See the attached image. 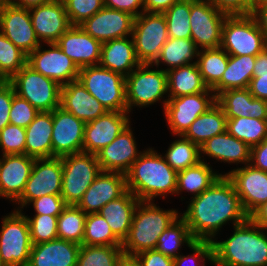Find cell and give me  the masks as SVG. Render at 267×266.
Masks as SVG:
<instances>
[{
  "mask_svg": "<svg viewBox=\"0 0 267 266\" xmlns=\"http://www.w3.org/2000/svg\"><path fill=\"white\" fill-rule=\"evenodd\" d=\"M180 217L187 223L192 237L199 241H213L229 221L234 227L249 218L232 182L223 175L201 194L192 197Z\"/></svg>",
  "mask_w": 267,
  "mask_h": 266,
  "instance_id": "6da1fadb",
  "label": "cell"
},
{
  "mask_svg": "<svg viewBox=\"0 0 267 266\" xmlns=\"http://www.w3.org/2000/svg\"><path fill=\"white\" fill-rule=\"evenodd\" d=\"M233 229L227 240L212 241L213 265L267 266V230L250 218Z\"/></svg>",
  "mask_w": 267,
  "mask_h": 266,
  "instance_id": "7a4b0ae2",
  "label": "cell"
},
{
  "mask_svg": "<svg viewBox=\"0 0 267 266\" xmlns=\"http://www.w3.org/2000/svg\"><path fill=\"white\" fill-rule=\"evenodd\" d=\"M127 190L140 201H153V198L175 194L177 172L165 161L163 155L154 148L143 150L139 158L126 173Z\"/></svg>",
  "mask_w": 267,
  "mask_h": 266,
  "instance_id": "3957f363",
  "label": "cell"
},
{
  "mask_svg": "<svg viewBox=\"0 0 267 266\" xmlns=\"http://www.w3.org/2000/svg\"><path fill=\"white\" fill-rule=\"evenodd\" d=\"M180 215L174 209L163 210L152 201H139L127 237L122 242L125 256H136L155 249L158 238Z\"/></svg>",
  "mask_w": 267,
  "mask_h": 266,
  "instance_id": "277c9868",
  "label": "cell"
},
{
  "mask_svg": "<svg viewBox=\"0 0 267 266\" xmlns=\"http://www.w3.org/2000/svg\"><path fill=\"white\" fill-rule=\"evenodd\" d=\"M267 39L252 14L227 15L222 28L221 48L228 55H258Z\"/></svg>",
  "mask_w": 267,
  "mask_h": 266,
  "instance_id": "5b68a950",
  "label": "cell"
},
{
  "mask_svg": "<svg viewBox=\"0 0 267 266\" xmlns=\"http://www.w3.org/2000/svg\"><path fill=\"white\" fill-rule=\"evenodd\" d=\"M78 80L107 111L128 112L125 77L100 65L83 67Z\"/></svg>",
  "mask_w": 267,
  "mask_h": 266,
  "instance_id": "8992f818",
  "label": "cell"
},
{
  "mask_svg": "<svg viewBox=\"0 0 267 266\" xmlns=\"http://www.w3.org/2000/svg\"><path fill=\"white\" fill-rule=\"evenodd\" d=\"M61 197L67 205L76 206L102 169L96 154L76 153L61 157Z\"/></svg>",
  "mask_w": 267,
  "mask_h": 266,
  "instance_id": "52a82bcc",
  "label": "cell"
},
{
  "mask_svg": "<svg viewBox=\"0 0 267 266\" xmlns=\"http://www.w3.org/2000/svg\"><path fill=\"white\" fill-rule=\"evenodd\" d=\"M15 93L26 99L40 111H53L60 106L61 85L34 71L27 64L23 66L10 80Z\"/></svg>",
  "mask_w": 267,
  "mask_h": 266,
  "instance_id": "ba28073f",
  "label": "cell"
},
{
  "mask_svg": "<svg viewBox=\"0 0 267 266\" xmlns=\"http://www.w3.org/2000/svg\"><path fill=\"white\" fill-rule=\"evenodd\" d=\"M152 64H140L125 77L127 111L133 106L146 107L161 101L168 93L164 69H151ZM150 68V69H149Z\"/></svg>",
  "mask_w": 267,
  "mask_h": 266,
  "instance_id": "9c48e42d",
  "label": "cell"
},
{
  "mask_svg": "<svg viewBox=\"0 0 267 266\" xmlns=\"http://www.w3.org/2000/svg\"><path fill=\"white\" fill-rule=\"evenodd\" d=\"M15 210L3 217L0 231V257L7 266H27L32 249L25 214Z\"/></svg>",
  "mask_w": 267,
  "mask_h": 266,
  "instance_id": "30bf717a",
  "label": "cell"
},
{
  "mask_svg": "<svg viewBox=\"0 0 267 266\" xmlns=\"http://www.w3.org/2000/svg\"><path fill=\"white\" fill-rule=\"evenodd\" d=\"M132 39L138 61L153 64L169 39L164 14L143 12L135 17Z\"/></svg>",
  "mask_w": 267,
  "mask_h": 266,
  "instance_id": "8fae6325",
  "label": "cell"
},
{
  "mask_svg": "<svg viewBox=\"0 0 267 266\" xmlns=\"http://www.w3.org/2000/svg\"><path fill=\"white\" fill-rule=\"evenodd\" d=\"M168 128L176 136L183 135L198 116L216 104L212 89L192 95L167 98L162 101Z\"/></svg>",
  "mask_w": 267,
  "mask_h": 266,
  "instance_id": "7c38bea8",
  "label": "cell"
},
{
  "mask_svg": "<svg viewBox=\"0 0 267 266\" xmlns=\"http://www.w3.org/2000/svg\"><path fill=\"white\" fill-rule=\"evenodd\" d=\"M227 14L209 0H190L191 39L199 49L219 48Z\"/></svg>",
  "mask_w": 267,
  "mask_h": 266,
  "instance_id": "4fadbf2b",
  "label": "cell"
},
{
  "mask_svg": "<svg viewBox=\"0 0 267 266\" xmlns=\"http://www.w3.org/2000/svg\"><path fill=\"white\" fill-rule=\"evenodd\" d=\"M62 176L61 157L35 159L24 192L15 202L18 203V206L20 205L16 210L22 211L36 198L46 195H61Z\"/></svg>",
  "mask_w": 267,
  "mask_h": 266,
  "instance_id": "5bb4252c",
  "label": "cell"
},
{
  "mask_svg": "<svg viewBox=\"0 0 267 266\" xmlns=\"http://www.w3.org/2000/svg\"><path fill=\"white\" fill-rule=\"evenodd\" d=\"M47 45L49 47L47 50L40 45L29 53L27 65L61 86L78 80L80 69L73 60L56 43H47Z\"/></svg>",
  "mask_w": 267,
  "mask_h": 266,
  "instance_id": "9a60e30c",
  "label": "cell"
},
{
  "mask_svg": "<svg viewBox=\"0 0 267 266\" xmlns=\"http://www.w3.org/2000/svg\"><path fill=\"white\" fill-rule=\"evenodd\" d=\"M232 182L245 213L250 216L267 202V172L250 164L223 174Z\"/></svg>",
  "mask_w": 267,
  "mask_h": 266,
  "instance_id": "2e32d148",
  "label": "cell"
},
{
  "mask_svg": "<svg viewBox=\"0 0 267 266\" xmlns=\"http://www.w3.org/2000/svg\"><path fill=\"white\" fill-rule=\"evenodd\" d=\"M0 32L27 55L42 45L33 28L29 9L8 2L0 11Z\"/></svg>",
  "mask_w": 267,
  "mask_h": 266,
  "instance_id": "e0dca14e",
  "label": "cell"
},
{
  "mask_svg": "<svg viewBox=\"0 0 267 266\" xmlns=\"http://www.w3.org/2000/svg\"><path fill=\"white\" fill-rule=\"evenodd\" d=\"M85 123L62 107L53 110L52 157L82 152Z\"/></svg>",
  "mask_w": 267,
  "mask_h": 266,
  "instance_id": "ac0fdd59",
  "label": "cell"
},
{
  "mask_svg": "<svg viewBox=\"0 0 267 266\" xmlns=\"http://www.w3.org/2000/svg\"><path fill=\"white\" fill-rule=\"evenodd\" d=\"M135 17L129 13L103 7L79 26L96 40L104 43L131 37Z\"/></svg>",
  "mask_w": 267,
  "mask_h": 266,
  "instance_id": "d6986e66",
  "label": "cell"
},
{
  "mask_svg": "<svg viewBox=\"0 0 267 266\" xmlns=\"http://www.w3.org/2000/svg\"><path fill=\"white\" fill-rule=\"evenodd\" d=\"M128 112L107 111L85 123L82 152L97 154L109 145L131 122Z\"/></svg>",
  "mask_w": 267,
  "mask_h": 266,
  "instance_id": "ffe728a7",
  "label": "cell"
},
{
  "mask_svg": "<svg viewBox=\"0 0 267 266\" xmlns=\"http://www.w3.org/2000/svg\"><path fill=\"white\" fill-rule=\"evenodd\" d=\"M127 191L126 174L101 171L76 205L86 214L98 213L108 202Z\"/></svg>",
  "mask_w": 267,
  "mask_h": 266,
  "instance_id": "44dd1931",
  "label": "cell"
},
{
  "mask_svg": "<svg viewBox=\"0 0 267 266\" xmlns=\"http://www.w3.org/2000/svg\"><path fill=\"white\" fill-rule=\"evenodd\" d=\"M29 13L41 43H55L72 26L62 0L30 8Z\"/></svg>",
  "mask_w": 267,
  "mask_h": 266,
  "instance_id": "7402d4cb",
  "label": "cell"
},
{
  "mask_svg": "<svg viewBox=\"0 0 267 266\" xmlns=\"http://www.w3.org/2000/svg\"><path fill=\"white\" fill-rule=\"evenodd\" d=\"M130 126L124 128L109 145L96 154L102 171L126 174L139 158L142 152H138Z\"/></svg>",
  "mask_w": 267,
  "mask_h": 266,
  "instance_id": "603a6c76",
  "label": "cell"
},
{
  "mask_svg": "<svg viewBox=\"0 0 267 266\" xmlns=\"http://www.w3.org/2000/svg\"><path fill=\"white\" fill-rule=\"evenodd\" d=\"M35 158L26 154L2 155L0 158V196L16 202L24 192Z\"/></svg>",
  "mask_w": 267,
  "mask_h": 266,
  "instance_id": "cb8c5ba5",
  "label": "cell"
},
{
  "mask_svg": "<svg viewBox=\"0 0 267 266\" xmlns=\"http://www.w3.org/2000/svg\"><path fill=\"white\" fill-rule=\"evenodd\" d=\"M55 43L79 69L100 63L102 43L80 26H71Z\"/></svg>",
  "mask_w": 267,
  "mask_h": 266,
  "instance_id": "d4e9b609",
  "label": "cell"
},
{
  "mask_svg": "<svg viewBox=\"0 0 267 266\" xmlns=\"http://www.w3.org/2000/svg\"><path fill=\"white\" fill-rule=\"evenodd\" d=\"M60 107L84 123L93 121L107 112L79 80L71 81L61 87Z\"/></svg>",
  "mask_w": 267,
  "mask_h": 266,
  "instance_id": "484cf974",
  "label": "cell"
},
{
  "mask_svg": "<svg viewBox=\"0 0 267 266\" xmlns=\"http://www.w3.org/2000/svg\"><path fill=\"white\" fill-rule=\"evenodd\" d=\"M216 103L223 109L227 119L251 117L267 120V101L255 98L245 89H230L216 97Z\"/></svg>",
  "mask_w": 267,
  "mask_h": 266,
  "instance_id": "4316f807",
  "label": "cell"
},
{
  "mask_svg": "<svg viewBox=\"0 0 267 266\" xmlns=\"http://www.w3.org/2000/svg\"><path fill=\"white\" fill-rule=\"evenodd\" d=\"M80 246L58 238L32 245L27 266H77Z\"/></svg>",
  "mask_w": 267,
  "mask_h": 266,
  "instance_id": "83f0119b",
  "label": "cell"
},
{
  "mask_svg": "<svg viewBox=\"0 0 267 266\" xmlns=\"http://www.w3.org/2000/svg\"><path fill=\"white\" fill-rule=\"evenodd\" d=\"M129 37L113 39L102 43L101 60L103 68L127 77L141 63L135 53L134 41Z\"/></svg>",
  "mask_w": 267,
  "mask_h": 266,
  "instance_id": "f1b7e54d",
  "label": "cell"
},
{
  "mask_svg": "<svg viewBox=\"0 0 267 266\" xmlns=\"http://www.w3.org/2000/svg\"><path fill=\"white\" fill-rule=\"evenodd\" d=\"M139 201L131 191L127 190L121 197L108 202L98 212L109 224L112 233L121 242L128 235Z\"/></svg>",
  "mask_w": 267,
  "mask_h": 266,
  "instance_id": "f546056e",
  "label": "cell"
},
{
  "mask_svg": "<svg viewBox=\"0 0 267 266\" xmlns=\"http://www.w3.org/2000/svg\"><path fill=\"white\" fill-rule=\"evenodd\" d=\"M53 111H40L25 128V154L35 159L52 158Z\"/></svg>",
  "mask_w": 267,
  "mask_h": 266,
  "instance_id": "4dcf8cb0",
  "label": "cell"
},
{
  "mask_svg": "<svg viewBox=\"0 0 267 266\" xmlns=\"http://www.w3.org/2000/svg\"><path fill=\"white\" fill-rule=\"evenodd\" d=\"M250 149L246 143L230 135L227 131L208 139L200 146V153L217 161L227 163H250Z\"/></svg>",
  "mask_w": 267,
  "mask_h": 266,
  "instance_id": "1f68e13d",
  "label": "cell"
},
{
  "mask_svg": "<svg viewBox=\"0 0 267 266\" xmlns=\"http://www.w3.org/2000/svg\"><path fill=\"white\" fill-rule=\"evenodd\" d=\"M256 56L229 55L221 81L212 89L216 97L226 90L248 88L253 77Z\"/></svg>",
  "mask_w": 267,
  "mask_h": 266,
  "instance_id": "d6a6232c",
  "label": "cell"
},
{
  "mask_svg": "<svg viewBox=\"0 0 267 266\" xmlns=\"http://www.w3.org/2000/svg\"><path fill=\"white\" fill-rule=\"evenodd\" d=\"M167 74L168 98L205 92V85L196 62L171 69Z\"/></svg>",
  "mask_w": 267,
  "mask_h": 266,
  "instance_id": "836d02e7",
  "label": "cell"
},
{
  "mask_svg": "<svg viewBox=\"0 0 267 266\" xmlns=\"http://www.w3.org/2000/svg\"><path fill=\"white\" fill-rule=\"evenodd\" d=\"M227 118L216 103L206 113L201 114L182 135L199 147L208 139L226 131Z\"/></svg>",
  "mask_w": 267,
  "mask_h": 266,
  "instance_id": "e575fe53",
  "label": "cell"
},
{
  "mask_svg": "<svg viewBox=\"0 0 267 266\" xmlns=\"http://www.w3.org/2000/svg\"><path fill=\"white\" fill-rule=\"evenodd\" d=\"M222 174L214 172L208 163H205L204 157L201 161L185 170L177 172L176 193L186 190L197 196L209 188Z\"/></svg>",
  "mask_w": 267,
  "mask_h": 266,
  "instance_id": "d590c367",
  "label": "cell"
},
{
  "mask_svg": "<svg viewBox=\"0 0 267 266\" xmlns=\"http://www.w3.org/2000/svg\"><path fill=\"white\" fill-rule=\"evenodd\" d=\"M199 50L191 38L177 39L169 37L163 45L159 57L152 64L156 68L160 63L169 66L165 71H169L180 66L191 64L194 57H198Z\"/></svg>",
  "mask_w": 267,
  "mask_h": 266,
  "instance_id": "8d00e7d4",
  "label": "cell"
},
{
  "mask_svg": "<svg viewBox=\"0 0 267 266\" xmlns=\"http://www.w3.org/2000/svg\"><path fill=\"white\" fill-rule=\"evenodd\" d=\"M229 55L221 48L200 49L195 61L205 85L213 89L222 78Z\"/></svg>",
  "mask_w": 267,
  "mask_h": 266,
  "instance_id": "74e56055",
  "label": "cell"
},
{
  "mask_svg": "<svg viewBox=\"0 0 267 266\" xmlns=\"http://www.w3.org/2000/svg\"><path fill=\"white\" fill-rule=\"evenodd\" d=\"M226 131L252 147L267 138V120L251 117L230 118L227 119Z\"/></svg>",
  "mask_w": 267,
  "mask_h": 266,
  "instance_id": "f35d334b",
  "label": "cell"
},
{
  "mask_svg": "<svg viewBox=\"0 0 267 266\" xmlns=\"http://www.w3.org/2000/svg\"><path fill=\"white\" fill-rule=\"evenodd\" d=\"M195 241L187 223L179 217V220L177 219L169 228L163 231L158 238L155 250L174 259L179 255L178 250L185 245L184 243L189 247Z\"/></svg>",
  "mask_w": 267,
  "mask_h": 266,
  "instance_id": "ab89813d",
  "label": "cell"
},
{
  "mask_svg": "<svg viewBox=\"0 0 267 266\" xmlns=\"http://www.w3.org/2000/svg\"><path fill=\"white\" fill-rule=\"evenodd\" d=\"M178 137L180 139L171 143L164 156L165 161L176 172L198 164L202 158L198 145L182 135Z\"/></svg>",
  "mask_w": 267,
  "mask_h": 266,
  "instance_id": "60d3db41",
  "label": "cell"
},
{
  "mask_svg": "<svg viewBox=\"0 0 267 266\" xmlns=\"http://www.w3.org/2000/svg\"><path fill=\"white\" fill-rule=\"evenodd\" d=\"M86 217L87 214L77 206L67 205L58 216V239L72 241L82 245Z\"/></svg>",
  "mask_w": 267,
  "mask_h": 266,
  "instance_id": "b9f144b4",
  "label": "cell"
},
{
  "mask_svg": "<svg viewBox=\"0 0 267 266\" xmlns=\"http://www.w3.org/2000/svg\"><path fill=\"white\" fill-rule=\"evenodd\" d=\"M123 256L121 246L81 245L77 266H117Z\"/></svg>",
  "mask_w": 267,
  "mask_h": 266,
  "instance_id": "7bdbcfd3",
  "label": "cell"
},
{
  "mask_svg": "<svg viewBox=\"0 0 267 266\" xmlns=\"http://www.w3.org/2000/svg\"><path fill=\"white\" fill-rule=\"evenodd\" d=\"M82 245L121 246L122 242L112 233L106 220L93 213L87 214Z\"/></svg>",
  "mask_w": 267,
  "mask_h": 266,
  "instance_id": "ee69618b",
  "label": "cell"
},
{
  "mask_svg": "<svg viewBox=\"0 0 267 266\" xmlns=\"http://www.w3.org/2000/svg\"><path fill=\"white\" fill-rule=\"evenodd\" d=\"M168 36L177 39L191 38L190 0H179L164 13Z\"/></svg>",
  "mask_w": 267,
  "mask_h": 266,
  "instance_id": "f6af8a7d",
  "label": "cell"
},
{
  "mask_svg": "<svg viewBox=\"0 0 267 266\" xmlns=\"http://www.w3.org/2000/svg\"><path fill=\"white\" fill-rule=\"evenodd\" d=\"M27 64V54L0 32V78L10 80Z\"/></svg>",
  "mask_w": 267,
  "mask_h": 266,
  "instance_id": "bcb514c9",
  "label": "cell"
},
{
  "mask_svg": "<svg viewBox=\"0 0 267 266\" xmlns=\"http://www.w3.org/2000/svg\"><path fill=\"white\" fill-rule=\"evenodd\" d=\"M32 244L48 242L58 238V217L48 215H34L33 218L26 216Z\"/></svg>",
  "mask_w": 267,
  "mask_h": 266,
  "instance_id": "7dc6e473",
  "label": "cell"
},
{
  "mask_svg": "<svg viewBox=\"0 0 267 266\" xmlns=\"http://www.w3.org/2000/svg\"><path fill=\"white\" fill-rule=\"evenodd\" d=\"M72 26H79L104 7V0H62Z\"/></svg>",
  "mask_w": 267,
  "mask_h": 266,
  "instance_id": "c3c4849f",
  "label": "cell"
},
{
  "mask_svg": "<svg viewBox=\"0 0 267 266\" xmlns=\"http://www.w3.org/2000/svg\"><path fill=\"white\" fill-rule=\"evenodd\" d=\"M25 128L8 124L0 131L2 155L25 154Z\"/></svg>",
  "mask_w": 267,
  "mask_h": 266,
  "instance_id": "681fc988",
  "label": "cell"
},
{
  "mask_svg": "<svg viewBox=\"0 0 267 266\" xmlns=\"http://www.w3.org/2000/svg\"><path fill=\"white\" fill-rule=\"evenodd\" d=\"M248 89L255 98L267 101V46L256 55Z\"/></svg>",
  "mask_w": 267,
  "mask_h": 266,
  "instance_id": "f907efd6",
  "label": "cell"
},
{
  "mask_svg": "<svg viewBox=\"0 0 267 266\" xmlns=\"http://www.w3.org/2000/svg\"><path fill=\"white\" fill-rule=\"evenodd\" d=\"M189 249L193 251V254L189 255H181L179 254L176 258H174V266H188L189 262L191 263L193 261L191 266H198L199 262H202L204 264H201L202 266H205L206 260L210 261L211 264H213V245L212 241H199L196 240L194 243H192L189 246ZM198 261V262H196Z\"/></svg>",
  "mask_w": 267,
  "mask_h": 266,
  "instance_id": "816d5d0a",
  "label": "cell"
},
{
  "mask_svg": "<svg viewBox=\"0 0 267 266\" xmlns=\"http://www.w3.org/2000/svg\"><path fill=\"white\" fill-rule=\"evenodd\" d=\"M38 113L39 111L29 101L19 97L17 94L13 96L9 112L10 124L26 128Z\"/></svg>",
  "mask_w": 267,
  "mask_h": 266,
  "instance_id": "f5cc1de1",
  "label": "cell"
},
{
  "mask_svg": "<svg viewBox=\"0 0 267 266\" xmlns=\"http://www.w3.org/2000/svg\"><path fill=\"white\" fill-rule=\"evenodd\" d=\"M33 204L35 215H48L58 217L67 204L61 195H46L36 198L30 202Z\"/></svg>",
  "mask_w": 267,
  "mask_h": 266,
  "instance_id": "db71d44e",
  "label": "cell"
},
{
  "mask_svg": "<svg viewBox=\"0 0 267 266\" xmlns=\"http://www.w3.org/2000/svg\"><path fill=\"white\" fill-rule=\"evenodd\" d=\"M227 15H249L254 10L253 0H209Z\"/></svg>",
  "mask_w": 267,
  "mask_h": 266,
  "instance_id": "11a10c76",
  "label": "cell"
},
{
  "mask_svg": "<svg viewBox=\"0 0 267 266\" xmlns=\"http://www.w3.org/2000/svg\"><path fill=\"white\" fill-rule=\"evenodd\" d=\"M15 94L14 87L9 80L0 82V131L10 124L9 112Z\"/></svg>",
  "mask_w": 267,
  "mask_h": 266,
  "instance_id": "9f6ffc18",
  "label": "cell"
},
{
  "mask_svg": "<svg viewBox=\"0 0 267 266\" xmlns=\"http://www.w3.org/2000/svg\"><path fill=\"white\" fill-rule=\"evenodd\" d=\"M140 266H174L173 258H170L155 249L147 250L133 256Z\"/></svg>",
  "mask_w": 267,
  "mask_h": 266,
  "instance_id": "6f0895ef",
  "label": "cell"
},
{
  "mask_svg": "<svg viewBox=\"0 0 267 266\" xmlns=\"http://www.w3.org/2000/svg\"><path fill=\"white\" fill-rule=\"evenodd\" d=\"M104 7L120 10L129 13L134 17H137L144 12L143 0H104ZM139 8L142 10H139Z\"/></svg>",
  "mask_w": 267,
  "mask_h": 266,
  "instance_id": "680465c9",
  "label": "cell"
},
{
  "mask_svg": "<svg viewBox=\"0 0 267 266\" xmlns=\"http://www.w3.org/2000/svg\"><path fill=\"white\" fill-rule=\"evenodd\" d=\"M256 169L267 172V138L250 149V163Z\"/></svg>",
  "mask_w": 267,
  "mask_h": 266,
  "instance_id": "91938a15",
  "label": "cell"
},
{
  "mask_svg": "<svg viewBox=\"0 0 267 266\" xmlns=\"http://www.w3.org/2000/svg\"><path fill=\"white\" fill-rule=\"evenodd\" d=\"M179 0H143L144 12L164 13Z\"/></svg>",
  "mask_w": 267,
  "mask_h": 266,
  "instance_id": "94428289",
  "label": "cell"
},
{
  "mask_svg": "<svg viewBox=\"0 0 267 266\" xmlns=\"http://www.w3.org/2000/svg\"><path fill=\"white\" fill-rule=\"evenodd\" d=\"M252 15L256 19L259 28L263 31L267 39V3L256 6L252 12Z\"/></svg>",
  "mask_w": 267,
  "mask_h": 266,
  "instance_id": "6125c7cd",
  "label": "cell"
},
{
  "mask_svg": "<svg viewBox=\"0 0 267 266\" xmlns=\"http://www.w3.org/2000/svg\"><path fill=\"white\" fill-rule=\"evenodd\" d=\"M249 218L259 227L267 230V202L257 208Z\"/></svg>",
  "mask_w": 267,
  "mask_h": 266,
  "instance_id": "be15d7a7",
  "label": "cell"
},
{
  "mask_svg": "<svg viewBox=\"0 0 267 266\" xmlns=\"http://www.w3.org/2000/svg\"><path fill=\"white\" fill-rule=\"evenodd\" d=\"M52 0H6L9 4L21 8L30 9L45 3H48Z\"/></svg>",
  "mask_w": 267,
  "mask_h": 266,
  "instance_id": "e7e4bbea",
  "label": "cell"
},
{
  "mask_svg": "<svg viewBox=\"0 0 267 266\" xmlns=\"http://www.w3.org/2000/svg\"><path fill=\"white\" fill-rule=\"evenodd\" d=\"M117 266H140L139 262L132 256H123Z\"/></svg>",
  "mask_w": 267,
  "mask_h": 266,
  "instance_id": "03108f58",
  "label": "cell"
},
{
  "mask_svg": "<svg viewBox=\"0 0 267 266\" xmlns=\"http://www.w3.org/2000/svg\"><path fill=\"white\" fill-rule=\"evenodd\" d=\"M267 0H253L254 8L259 5L266 4Z\"/></svg>",
  "mask_w": 267,
  "mask_h": 266,
  "instance_id": "003e7915",
  "label": "cell"
},
{
  "mask_svg": "<svg viewBox=\"0 0 267 266\" xmlns=\"http://www.w3.org/2000/svg\"><path fill=\"white\" fill-rule=\"evenodd\" d=\"M6 2V0H0V11L2 9L3 4Z\"/></svg>",
  "mask_w": 267,
  "mask_h": 266,
  "instance_id": "a7ac6f4b",
  "label": "cell"
},
{
  "mask_svg": "<svg viewBox=\"0 0 267 266\" xmlns=\"http://www.w3.org/2000/svg\"><path fill=\"white\" fill-rule=\"evenodd\" d=\"M0 266H7V265L3 262V260H2L1 257H0Z\"/></svg>",
  "mask_w": 267,
  "mask_h": 266,
  "instance_id": "89a4df30",
  "label": "cell"
}]
</instances>
